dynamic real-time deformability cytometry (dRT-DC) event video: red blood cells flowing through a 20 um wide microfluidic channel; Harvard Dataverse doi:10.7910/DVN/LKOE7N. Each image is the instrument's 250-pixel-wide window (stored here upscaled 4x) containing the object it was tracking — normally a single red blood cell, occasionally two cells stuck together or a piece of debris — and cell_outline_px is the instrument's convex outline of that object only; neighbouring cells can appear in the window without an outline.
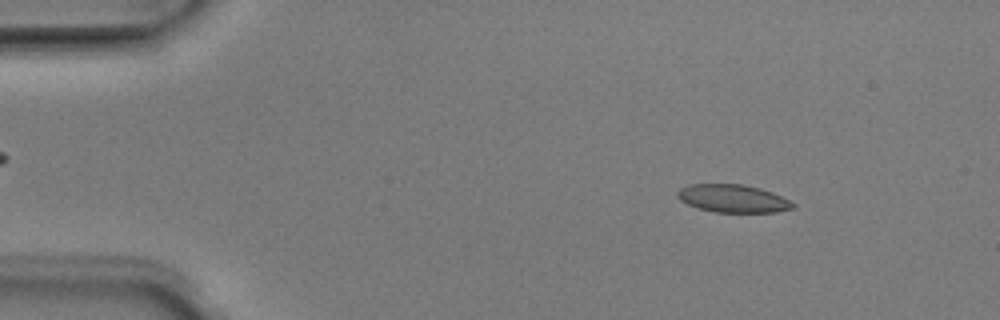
{"species": "Egyptian fruit bat (a non-hibernating species)", "species_latin": "Rousettus aegyptiacus", "temperature_condition": "room temperature", "stored_images_in_passage": 25, "camera_frame_rate_fps": 3000, "um_per_image_px": 0.085, "animal": {"sex": "male"}, "frame": {"image": 1, "passage_image": 6, "time_ms": 1.667, "image_size_px": [1000, 320], "cell_outline_px": [[796, 208], [776, 212], [716, 212], [700, 208], [688, 204], [680, 200], [676, 196], [676, 192], [680, 188], [688, 184], [744, 184], [760, 188], [772, 192], [796, 204]], "centroid_in_image_um": [62.3, 16.86], "position_along_channel_um": 22.7, "area_um2": 18.79}}
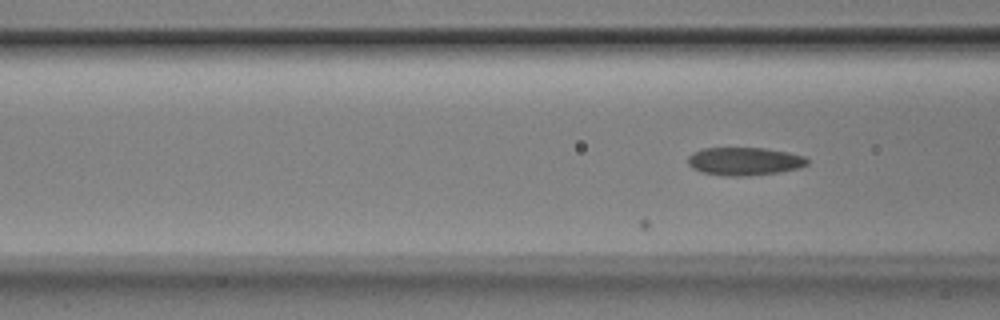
{"frame": {"image": 2, "passage_image": 18, "time_ms": 5.667, "image_size_px": [1000, 320], "cell_outline_px": [[808, 164], [800, 168], [780, 172], [744, 176], [724, 176], [704, 172], [692, 168], [688, 164], [688, 156], [692, 152], [700, 148], [764, 148], [788, 152], [804, 156], [808, 160]], "centroid_in_image_um": [63.27, 13.7], "position_along_channel_um": 103.3, "area_um2": 19.59}}